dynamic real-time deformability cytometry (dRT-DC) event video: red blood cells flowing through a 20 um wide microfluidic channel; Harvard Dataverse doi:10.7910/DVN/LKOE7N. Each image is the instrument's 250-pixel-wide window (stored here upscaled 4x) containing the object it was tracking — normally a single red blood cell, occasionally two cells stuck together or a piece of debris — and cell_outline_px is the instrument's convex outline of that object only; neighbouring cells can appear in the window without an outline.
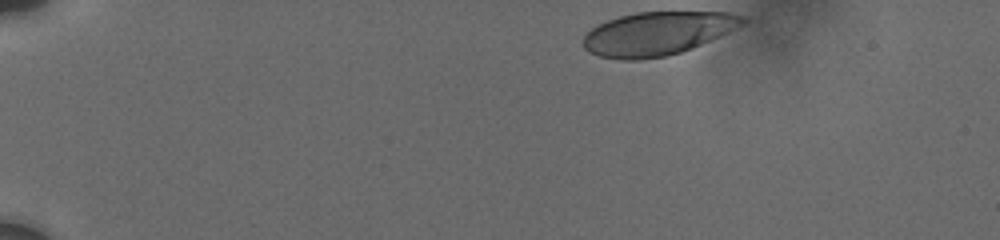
{"species": "human", "species_latin": "Homo sapiens", "temperature_condition": "cold", "stored_images_in_passage": 32, "camera_frame_rate_fps": 3000, "um_per_image_px": 0.085, "donor": {"sex": "male"}, "frame": {"image": 1, "passage_image": 1, "time_ms": 0.0, "image_size_px": [1000, 240], "cell_outline_px": [[748, 20], [744, 24], [720, 36], [692, 48], [680, 52], [664, 56], [636, 60], [620, 60], [600, 56], [588, 52], [584, 48], [584, 36], [592, 28], [608, 20], [620, 16], [636, 12], [732, 12], [748, 16]], "centroid_in_image_um": [55.93, 2.84], "position_along_channel_um": 29.1, "area_um2": 40.34}}
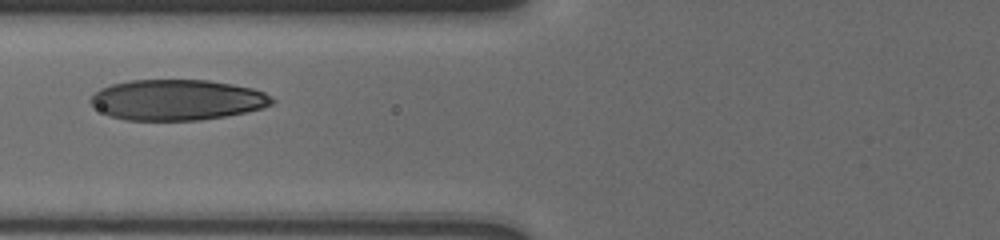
{"frame": {"image": 2, "passage_image": 26, "time_ms": 5.0, "image_size_px": [1000, 240], "cell_outline_px": [[276, 100], [272, 104], [264, 108], [224, 116], [200, 120], [124, 120], [108, 116], [92, 104], [88, 100], [100, 88], [112, 84], [128, 80], [208, 80], [232, 84], [252, 88], [264, 92]], "centroid_in_image_um": [15.05, 8.49], "position_along_channel_um": 110.8, "area_um2": 43.0}}
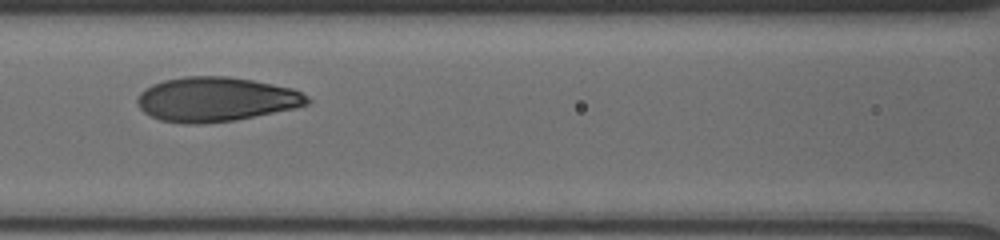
{"frame": {"image": 3, "passage_image": 31, "time_ms": 6.0, "image_size_px": [1000, 240], "cell_outline_px": [[312, 100], [308, 104], [296, 108], [236, 120], [200, 124], [184, 124], [160, 120], [144, 112], [140, 108], [136, 100], [136, 96], [144, 88], [152, 84], [164, 80], [184, 76], [228, 76], [252, 80], [292, 88], [308, 96]], "centroid_in_image_um": [18.34, 8.44], "position_along_channel_um": 148.3, "area_um2": 44.27}}